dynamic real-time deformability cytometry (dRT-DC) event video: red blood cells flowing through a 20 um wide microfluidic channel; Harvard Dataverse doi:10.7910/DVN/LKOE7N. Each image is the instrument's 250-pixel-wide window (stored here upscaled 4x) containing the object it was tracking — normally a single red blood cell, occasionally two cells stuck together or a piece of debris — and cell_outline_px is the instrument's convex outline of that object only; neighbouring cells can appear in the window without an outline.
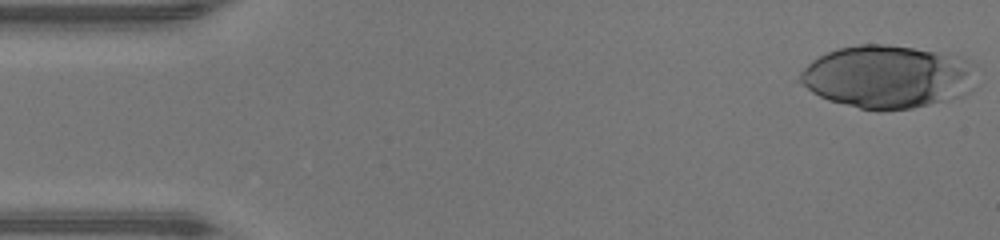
{"species": "human", "species_latin": "Homo sapiens", "temperature_condition": "warm", "stored_images_in_passage": 45, "camera_frame_rate_fps": 3000, "um_per_image_px": 0.085, "donor": {"sex": "male"}, "frame": {"image": 1, "passage_image": 1, "time_ms": 0.0, "image_size_px": [1000, 240], "cell_outline_px": [[976, 64], [972, 88], [968, 92], [960, 96], [912, 108], [884, 112], [880, 112], [860, 108], [828, 100], [812, 92], [796, 80], [800, 72], [812, 60], [828, 52], [840, 48], [860, 44], [888, 44], [936, 52], [964, 60]], "centroid_in_image_um": [75.4, 6.54], "position_along_channel_um": 9.6, "area_um2": 64.45}}
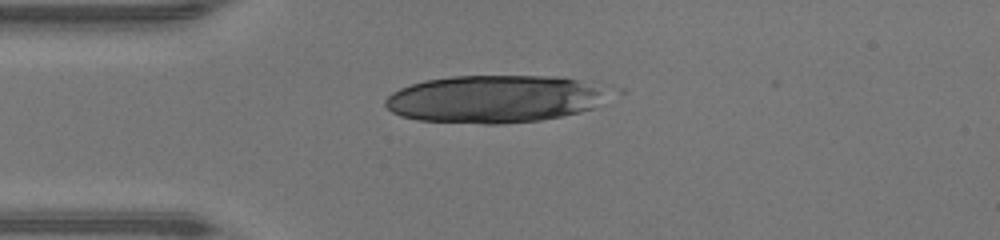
{"frame": {"image": 2, "passage_image": 11, "time_ms": 3.333, "image_size_px": [1000, 240], "cell_outline_px": [[596, 92], [592, 108], [580, 112], [540, 120], [500, 124], [484, 124], [416, 120], [400, 116], [392, 112], [384, 104], [384, 100], [392, 92], [400, 88], [424, 80], [452, 76], [556, 76], [576, 80], [592, 88]], "centroid_in_image_um": [41.72, 8.43], "position_along_channel_um": 43.3, "area_um2": 60.17}}